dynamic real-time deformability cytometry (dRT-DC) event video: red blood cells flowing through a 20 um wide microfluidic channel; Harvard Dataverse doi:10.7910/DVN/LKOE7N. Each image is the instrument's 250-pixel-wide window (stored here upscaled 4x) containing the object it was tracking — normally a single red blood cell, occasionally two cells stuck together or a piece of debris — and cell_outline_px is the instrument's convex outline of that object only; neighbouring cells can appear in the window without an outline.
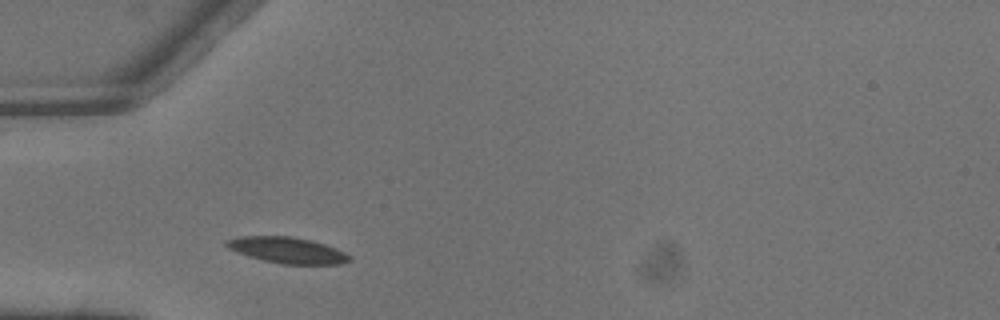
{"species": "common noctule bat (a hibernating species)", "species_latin": "Nyctalus noctula", "temperature_condition": "warm", "stored_images_in_passage": 3, "camera_frame_rate_fps": 3000, "um_per_image_px": 0.085, "animal": {"sex": "male", "body_mass_g": 13.3}, "frame": {"image": 1, "passage_image": 1, "time_ms": 0.0, "image_size_px": [1000, 320], "cell_outline_px": [[352, 260], [340, 264], [280, 264], [248, 256], [228, 248], [224, 244], [224, 240], [240, 236], [292, 236], [312, 240], [336, 248], [352, 256]], "centroid_in_image_um": [24.43, 21.26], "position_along_channel_um": 60.6, "area_um2": 18.79}}
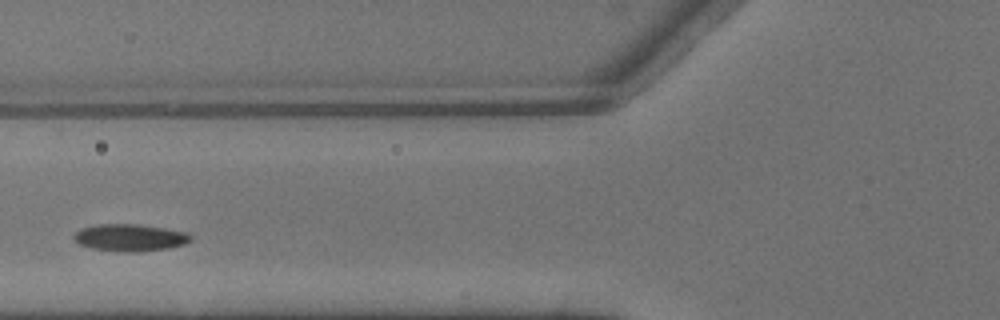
{"frame": {"image": 2, "passage_image": 2, "time_ms": 0.333, "image_size_px": [1000, 320], "cell_outline_px": [[192, 240], [184, 244], [168, 248], [136, 252], [128, 252], [92, 248], [80, 244], [72, 240], [72, 236], [80, 228], [100, 224], [140, 224], [188, 232], [192, 236]], "centroid_in_image_um": [11.05, 20.19], "position_along_channel_um": 114.8, "area_um2": 18.5}}
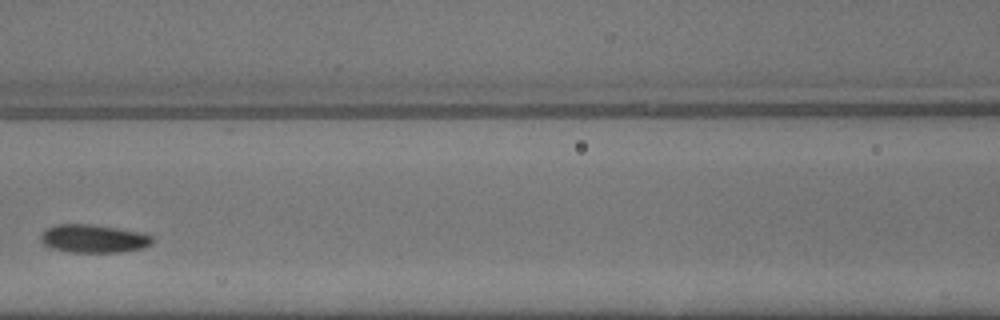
{"frame": {"image": 3, "passage_image": 3, "time_ms": 0.667, "image_size_px": [1000, 320], "cell_outline_px": [[152, 244], [144, 248], [120, 252], [72, 252], [52, 248], [44, 244], [40, 240], [40, 236], [44, 228], [56, 224], [92, 224], [144, 232], [152, 236]], "centroid_in_image_um": [7.96, 20.27], "position_along_channel_um": 158.6, "area_um2": 18.55}}